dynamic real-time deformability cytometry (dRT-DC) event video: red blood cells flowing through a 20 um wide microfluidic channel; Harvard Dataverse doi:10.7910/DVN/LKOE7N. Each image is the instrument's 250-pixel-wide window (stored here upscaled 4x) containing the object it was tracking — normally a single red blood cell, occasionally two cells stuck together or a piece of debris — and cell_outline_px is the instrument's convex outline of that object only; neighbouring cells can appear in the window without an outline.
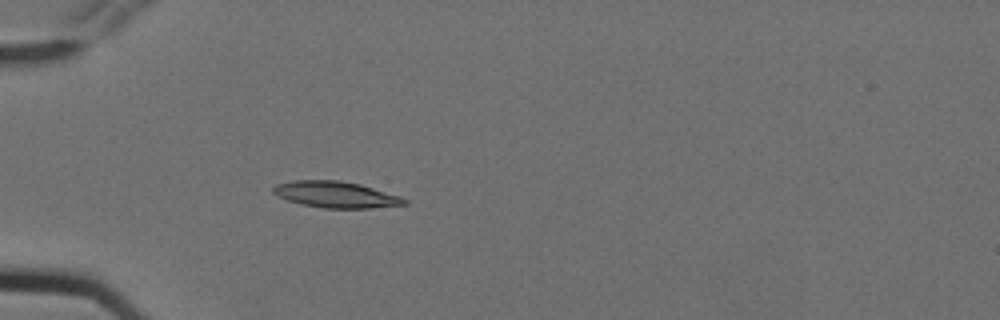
{"species": "Egyptian fruit bat (a non-hibernating species)", "species_latin": "Rousettus aegyptiacus", "temperature_condition": "cold", "stored_images_in_passage": 4, "camera_frame_rate_fps": 3000, "um_per_image_px": 0.085, "animal": {"sex": "female"}, "frame": {"image": 1, "passage_image": 4, "time_ms": 1.0, "image_size_px": [1000, 320], "cell_outline_px": [[408, 204], [368, 208], [324, 208], [300, 204], [276, 196], [272, 192], [272, 188], [276, 184], [292, 180], [340, 180], [360, 184], [400, 196], [408, 200]], "centroid_in_image_um": [28.51, 16.53], "position_along_channel_um": 56.5, "area_um2": 20.17}}